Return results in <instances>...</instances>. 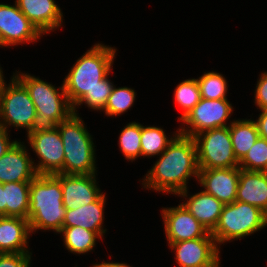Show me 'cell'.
Listing matches in <instances>:
<instances>
[{"label": "cell", "mask_w": 267, "mask_h": 267, "mask_svg": "<svg viewBox=\"0 0 267 267\" xmlns=\"http://www.w3.org/2000/svg\"><path fill=\"white\" fill-rule=\"evenodd\" d=\"M177 135L168 138L162 128L141 124V157L160 155Z\"/></svg>", "instance_id": "obj_25"}, {"label": "cell", "mask_w": 267, "mask_h": 267, "mask_svg": "<svg viewBox=\"0 0 267 267\" xmlns=\"http://www.w3.org/2000/svg\"><path fill=\"white\" fill-rule=\"evenodd\" d=\"M232 111L233 107L227 99L209 100L201 98L194 108L180 120L190 127L185 129L184 126L177 132L193 137L206 130L227 127L226 120L230 118Z\"/></svg>", "instance_id": "obj_9"}, {"label": "cell", "mask_w": 267, "mask_h": 267, "mask_svg": "<svg viewBox=\"0 0 267 267\" xmlns=\"http://www.w3.org/2000/svg\"><path fill=\"white\" fill-rule=\"evenodd\" d=\"M105 194L96 201L82 205L77 209H66L62 227L80 226L89 231L96 232L102 239L106 229H103Z\"/></svg>", "instance_id": "obj_20"}, {"label": "cell", "mask_w": 267, "mask_h": 267, "mask_svg": "<svg viewBox=\"0 0 267 267\" xmlns=\"http://www.w3.org/2000/svg\"><path fill=\"white\" fill-rule=\"evenodd\" d=\"M136 93L134 89L128 87L116 88L113 86L110 96L105 106V115L117 116L125 113L132 107Z\"/></svg>", "instance_id": "obj_29"}, {"label": "cell", "mask_w": 267, "mask_h": 267, "mask_svg": "<svg viewBox=\"0 0 267 267\" xmlns=\"http://www.w3.org/2000/svg\"><path fill=\"white\" fill-rule=\"evenodd\" d=\"M234 154L240 162L260 137L254 120H233L229 125Z\"/></svg>", "instance_id": "obj_23"}, {"label": "cell", "mask_w": 267, "mask_h": 267, "mask_svg": "<svg viewBox=\"0 0 267 267\" xmlns=\"http://www.w3.org/2000/svg\"><path fill=\"white\" fill-rule=\"evenodd\" d=\"M255 104L260 110L267 109V72L260 74L255 90Z\"/></svg>", "instance_id": "obj_33"}, {"label": "cell", "mask_w": 267, "mask_h": 267, "mask_svg": "<svg viewBox=\"0 0 267 267\" xmlns=\"http://www.w3.org/2000/svg\"><path fill=\"white\" fill-rule=\"evenodd\" d=\"M267 226V214L260 208L234 201L226 204L220 214L215 229L211 232L216 243L241 239Z\"/></svg>", "instance_id": "obj_6"}, {"label": "cell", "mask_w": 267, "mask_h": 267, "mask_svg": "<svg viewBox=\"0 0 267 267\" xmlns=\"http://www.w3.org/2000/svg\"><path fill=\"white\" fill-rule=\"evenodd\" d=\"M141 124L132 122L127 124L119 136V148L128 161L141 156Z\"/></svg>", "instance_id": "obj_28"}, {"label": "cell", "mask_w": 267, "mask_h": 267, "mask_svg": "<svg viewBox=\"0 0 267 267\" xmlns=\"http://www.w3.org/2000/svg\"><path fill=\"white\" fill-rule=\"evenodd\" d=\"M199 169L238 167L229 126L203 131L193 136Z\"/></svg>", "instance_id": "obj_7"}, {"label": "cell", "mask_w": 267, "mask_h": 267, "mask_svg": "<svg viewBox=\"0 0 267 267\" xmlns=\"http://www.w3.org/2000/svg\"><path fill=\"white\" fill-rule=\"evenodd\" d=\"M20 11L43 35L61 26L63 13L54 0H16Z\"/></svg>", "instance_id": "obj_17"}, {"label": "cell", "mask_w": 267, "mask_h": 267, "mask_svg": "<svg viewBox=\"0 0 267 267\" xmlns=\"http://www.w3.org/2000/svg\"><path fill=\"white\" fill-rule=\"evenodd\" d=\"M32 253H0V267H30Z\"/></svg>", "instance_id": "obj_32"}, {"label": "cell", "mask_w": 267, "mask_h": 267, "mask_svg": "<svg viewBox=\"0 0 267 267\" xmlns=\"http://www.w3.org/2000/svg\"><path fill=\"white\" fill-rule=\"evenodd\" d=\"M106 76L103 80L100 81V84L96 86L94 89L90 91V93H86L72 108L73 113L77 112V106L85 103L88 108L93 110H105V106L108 100V97L111 94L113 84Z\"/></svg>", "instance_id": "obj_31"}, {"label": "cell", "mask_w": 267, "mask_h": 267, "mask_svg": "<svg viewBox=\"0 0 267 267\" xmlns=\"http://www.w3.org/2000/svg\"><path fill=\"white\" fill-rule=\"evenodd\" d=\"M14 76L25 86L36 109L33 125L27 133L54 130L73 113L63 83L58 90L52 84L27 73L18 72Z\"/></svg>", "instance_id": "obj_2"}, {"label": "cell", "mask_w": 267, "mask_h": 267, "mask_svg": "<svg viewBox=\"0 0 267 267\" xmlns=\"http://www.w3.org/2000/svg\"><path fill=\"white\" fill-rule=\"evenodd\" d=\"M0 216H5L4 189L2 183H0Z\"/></svg>", "instance_id": "obj_37"}, {"label": "cell", "mask_w": 267, "mask_h": 267, "mask_svg": "<svg viewBox=\"0 0 267 267\" xmlns=\"http://www.w3.org/2000/svg\"><path fill=\"white\" fill-rule=\"evenodd\" d=\"M77 114L57 126L64 147L63 174H97L93 138Z\"/></svg>", "instance_id": "obj_5"}, {"label": "cell", "mask_w": 267, "mask_h": 267, "mask_svg": "<svg viewBox=\"0 0 267 267\" xmlns=\"http://www.w3.org/2000/svg\"><path fill=\"white\" fill-rule=\"evenodd\" d=\"M162 215L168 243L213 237L182 203L162 209Z\"/></svg>", "instance_id": "obj_13"}, {"label": "cell", "mask_w": 267, "mask_h": 267, "mask_svg": "<svg viewBox=\"0 0 267 267\" xmlns=\"http://www.w3.org/2000/svg\"><path fill=\"white\" fill-rule=\"evenodd\" d=\"M29 234L28 219L0 216V253H31L27 249Z\"/></svg>", "instance_id": "obj_18"}, {"label": "cell", "mask_w": 267, "mask_h": 267, "mask_svg": "<svg viewBox=\"0 0 267 267\" xmlns=\"http://www.w3.org/2000/svg\"><path fill=\"white\" fill-rule=\"evenodd\" d=\"M92 267H131L130 265H127L125 263H118V262H102L100 264H94Z\"/></svg>", "instance_id": "obj_36"}, {"label": "cell", "mask_w": 267, "mask_h": 267, "mask_svg": "<svg viewBox=\"0 0 267 267\" xmlns=\"http://www.w3.org/2000/svg\"><path fill=\"white\" fill-rule=\"evenodd\" d=\"M198 179L199 166L193 137L178 135L161 153L143 179L144 188L188 197L187 181Z\"/></svg>", "instance_id": "obj_1"}, {"label": "cell", "mask_w": 267, "mask_h": 267, "mask_svg": "<svg viewBox=\"0 0 267 267\" xmlns=\"http://www.w3.org/2000/svg\"><path fill=\"white\" fill-rule=\"evenodd\" d=\"M4 75H3V71L0 67V92L2 91L4 85L6 84V82H4Z\"/></svg>", "instance_id": "obj_38"}, {"label": "cell", "mask_w": 267, "mask_h": 267, "mask_svg": "<svg viewBox=\"0 0 267 267\" xmlns=\"http://www.w3.org/2000/svg\"><path fill=\"white\" fill-rule=\"evenodd\" d=\"M261 113L257 119L254 121L261 138L267 139V109L260 110Z\"/></svg>", "instance_id": "obj_35"}, {"label": "cell", "mask_w": 267, "mask_h": 267, "mask_svg": "<svg viewBox=\"0 0 267 267\" xmlns=\"http://www.w3.org/2000/svg\"><path fill=\"white\" fill-rule=\"evenodd\" d=\"M30 182H9L3 184L5 216L28 219Z\"/></svg>", "instance_id": "obj_22"}, {"label": "cell", "mask_w": 267, "mask_h": 267, "mask_svg": "<svg viewBox=\"0 0 267 267\" xmlns=\"http://www.w3.org/2000/svg\"><path fill=\"white\" fill-rule=\"evenodd\" d=\"M41 33L18 5L0 4V47L37 41Z\"/></svg>", "instance_id": "obj_12"}, {"label": "cell", "mask_w": 267, "mask_h": 267, "mask_svg": "<svg viewBox=\"0 0 267 267\" xmlns=\"http://www.w3.org/2000/svg\"><path fill=\"white\" fill-rule=\"evenodd\" d=\"M238 166L247 171L267 172V139L259 137Z\"/></svg>", "instance_id": "obj_30"}, {"label": "cell", "mask_w": 267, "mask_h": 267, "mask_svg": "<svg viewBox=\"0 0 267 267\" xmlns=\"http://www.w3.org/2000/svg\"><path fill=\"white\" fill-rule=\"evenodd\" d=\"M28 143L40 161L34 164L38 175L63 173L64 147L58 128L54 130L27 133Z\"/></svg>", "instance_id": "obj_10"}, {"label": "cell", "mask_w": 267, "mask_h": 267, "mask_svg": "<svg viewBox=\"0 0 267 267\" xmlns=\"http://www.w3.org/2000/svg\"><path fill=\"white\" fill-rule=\"evenodd\" d=\"M236 200L256 206L267 214V172L240 168Z\"/></svg>", "instance_id": "obj_19"}, {"label": "cell", "mask_w": 267, "mask_h": 267, "mask_svg": "<svg viewBox=\"0 0 267 267\" xmlns=\"http://www.w3.org/2000/svg\"><path fill=\"white\" fill-rule=\"evenodd\" d=\"M8 131L0 126V157H2L12 147L17 140L10 141Z\"/></svg>", "instance_id": "obj_34"}, {"label": "cell", "mask_w": 267, "mask_h": 267, "mask_svg": "<svg viewBox=\"0 0 267 267\" xmlns=\"http://www.w3.org/2000/svg\"><path fill=\"white\" fill-rule=\"evenodd\" d=\"M96 174H63L54 176L61 182L63 204L66 209H77L96 201L102 194L96 183Z\"/></svg>", "instance_id": "obj_14"}, {"label": "cell", "mask_w": 267, "mask_h": 267, "mask_svg": "<svg viewBox=\"0 0 267 267\" xmlns=\"http://www.w3.org/2000/svg\"><path fill=\"white\" fill-rule=\"evenodd\" d=\"M115 54V48L98 43L75 62L63 81L72 107L110 74Z\"/></svg>", "instance_id": "obj_4"}, {"label": "cell", "mask_w": 267, "mask_h": 267, "mask_svg": "<svg viewBox=\"0 0 267 267\" xmlns=\"http://www.w3.org/2000/svg\"><path fill=\"white\" fill-rule=\"evenodd\" d=\"M0 92V126L31 129L36 109L25 86L13 75Z\"/></svg>", "instance_id": "obj_8"}, {"label": "cell", "mask_w": 267, "mask_h": 267, "mask_svg": "<svg viewBox=\"0 0 267 267\" xmlns=\"http://www.w3.org/2000/svg\"><path fill=\"white\" fill-rule=\"evenodd\" d=\"M180 267H219L220 251L214 237L169 243Z\"/></svg>", "instance_id": "obj_11"}, {"label": "cell", "mask_w": 267, "mask_h": 267, "mask_svg": "<svg viewBox=\"0 0 267 267\" xmlns=\"http://www.w3.org/2000/svg\"><path fill=\"white\" fill-rule=\"evenodd\" d=\"M62 200L61 182L54 175H37L30 182L28 221L31 233L61 230L66 211Z\"/></svg>", "instance_id": "obj_3"}, {"label": "cell", "mask_w": 267, "mask_h": 267, "mask_svg": "<svg viewBox=\"0 0 267 267\" xmlns=\"http://www.w3.org/2000/svg\"><path fill=\"white\" fill-rule=\"evenodd\" d=\"M58 233H63L62 236L67 250L79 255L92 251L96 245V239L101 238L96 232L80 226L62 227Z\"/></svg>", "instance_id": "obj_24"}, {"label": "cell", "mask_w": 267, "mask_h": 267, "mask_svg": "<svg viewBox=\"0 0 267 267\" xmlns=\"http://www.w3.org/2000/svg\"><path fill=\"white\" fill-rule=\"evenodd\" d=\"M182 204L210 233L215 229L224 207L222 202L204 190L191 195Z\"/></svg>", "instance_id": "obj_21"}, {"label": "cell", "mask_w": 267, "mask_h": 267, "mask_svg": "<svg viewBox=\"0 0 267 267\" xmlns=\"http://www.w3.org/2000/svg\"><path fill=\"white\" fill-rule=\"evenodd\" d=\"M240 167L199 169L198 181L204 191L224 205L236 201Z\"/></svg>", "instance_id": "obj_15"}, {"label": "cell", "mask_w": 267, "mask_h": 267, "mask_svg": "<svg viewBox=\"0 0 267 267\" xmlns=\"http://www.w3.org/2000/svg\"><path fill=\"white\" fill-rule=\"evenodd\" d=\"M26 146L20 141L0 157V183L32 181L38 174Z\"/></svg>", "instance_id": "obj_16"}, {"label": "cell", "mask_w": 267, "mask_h": 267, "mask_svg": "<svg viewBox=\"0 0 267 267\" xmlns=\"http://www.w3.org/2000/svg\"><path fill=\"white\" fill-rule=\"evenodd\" d=\"M174 99L178 106L183 110L181 116L178 118L181 120L201 99L197 80L192 78L180 82L174 91Z\"/></svg>", "instance_id": "obj_27"}, {"label": "cell", "mask_w": 267, "mask_h": 267, "mask_svg": "<svg viewBox=\"0 0 267 267\" xmlns=\"http://www.w3.org/2000/svg\"><path fill=\"white\" fill-rule=\"evenodd\" d=\"M200 89L201 98L209 100L227 99V80L217 72H205L196 79Z\"/></svg>", "instance_id": "obj_26"}]
</instances>
